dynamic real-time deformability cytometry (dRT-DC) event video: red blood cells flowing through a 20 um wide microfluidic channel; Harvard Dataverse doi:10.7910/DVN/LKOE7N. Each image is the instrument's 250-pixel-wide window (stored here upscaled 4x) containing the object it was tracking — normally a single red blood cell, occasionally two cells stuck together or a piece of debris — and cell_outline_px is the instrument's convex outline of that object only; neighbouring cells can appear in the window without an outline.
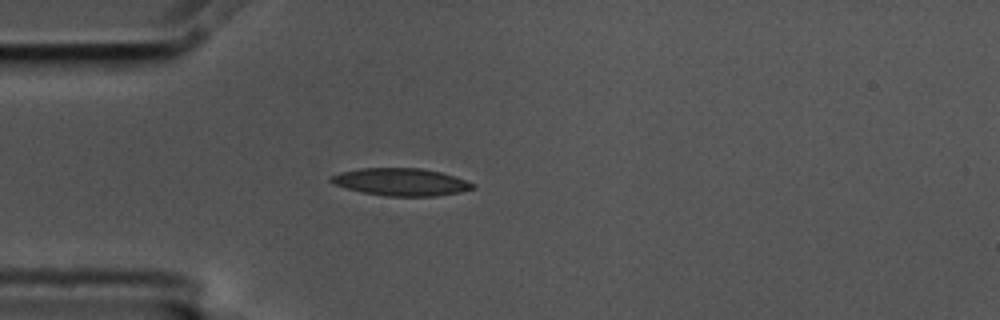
{"species": "common noctule bat (a hibernating species)", "species_latin": "Nyctalus noctula", "temperature_condition": "cold", "stored_images_in_passage": 4, "camera_frame_rate_fps": 3000, "um_per_image_px": 0.085, "animal": {"sex": "male", "body_mass_g": 17.5, "forearm_length_mm": 52.3}, "frame": {"image": 1, "passage_image": 3, "time_ms": 0.667, "image_size_px": [1000, 320], "cell_outline_px": [[476, 188], [460, 192], [436, 196], [388, 196], [364, 192], [348, 188], [336, 184], [328, 180], [328, 176], [340, 172], [360, 168], [420, 168], [440, 172], [476, 184]], "centroid_in_image_um": [34.08, 15.46], "position_along_channel_um": 50.9, "area_um2": 22.48}}